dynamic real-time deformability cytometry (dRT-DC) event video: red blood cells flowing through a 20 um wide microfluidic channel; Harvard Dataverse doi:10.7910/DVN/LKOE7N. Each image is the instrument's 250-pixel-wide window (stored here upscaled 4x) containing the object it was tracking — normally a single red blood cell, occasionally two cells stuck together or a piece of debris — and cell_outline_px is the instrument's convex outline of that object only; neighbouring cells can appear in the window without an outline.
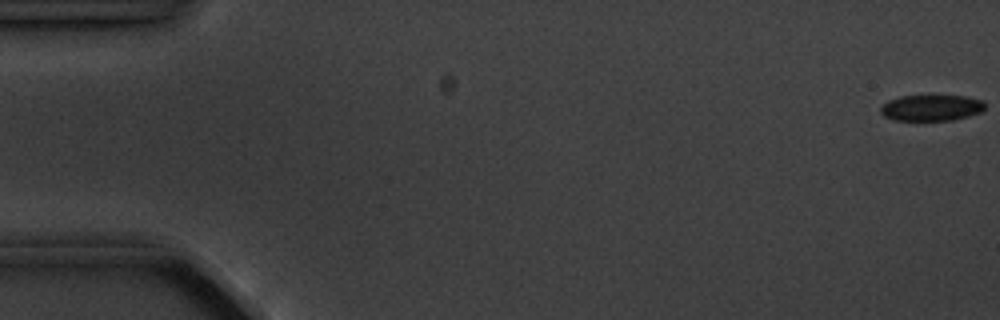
{"species": "common noctule bat (a hibernating species)", "species_latin": "Nyctalus noctula", "temperature_condition": "cold", "stored_images_in_passage": 15, "camera_frame_rate_fps": 3000, "um_per_image_px": 0.085, "animal": {"sex": "male", "body_mass_g": 20.1, "forearm_length_mm": 53.5}, "frame": {"image": 1, "passage_image": 1, "time_ms": 0.0, "image_size_px": [1000, 320], "cell_outline_px": [[984, 108], [980, 112], [968, 116], [952, 120], [892, 120], [884, 116], [880, 112], [880, 108], [888, 100], [900, 96], [964, 96], [984, 100]], "centroid_in_image_um": [79.15, 9.16], "position_along_channel_um": 5.9, "area_um2": 15.78}}
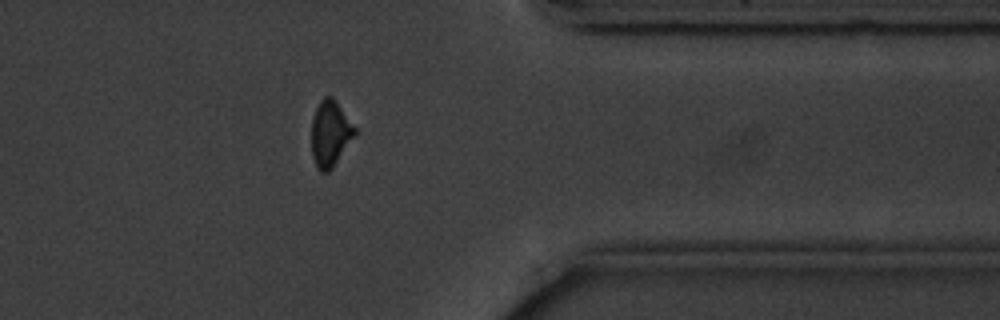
{"frame": {"image": 2, "passage_image": 13, "time_ms": 14.667, "image_size_px": [1000, 320], "cell_outline_px": [[356, 136], [332, 168], [328, 172], [320, 172], [312, 156], [312, 120], [316, 108], [320, 100], [324, 96], [332, 96], [336, 100], [356, 128]], "centroid_in_image_um": [28.09, 11.34], "position_along_channel_um": 383.3, "area_um2": 16.7}}
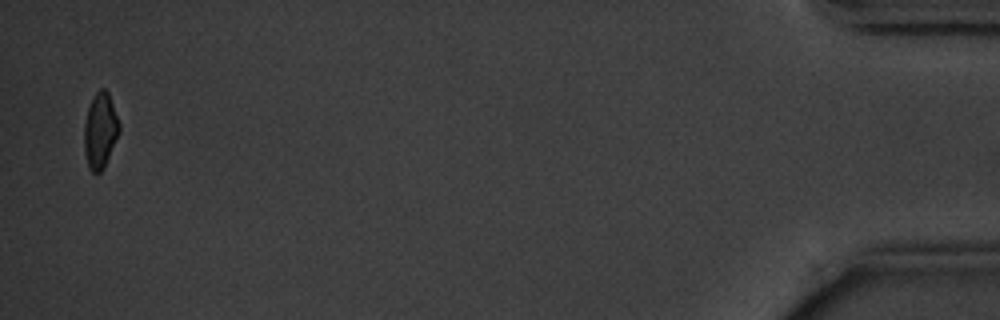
{"frame": {"image": 3, "passage_image": 15, "time_ms": 18.0, "image_size_px": [1000, 320], "cell_outline_px": [[120, 132], [104, 168], [100, 172], [92, 172], [88, 168], [84, 152], [84, 124], [88, 108], [96, 92], [100, 88], [104, 88], [108, 92], [120, 124]], "centroid_in_image_um": [8.52, 11.13], "position_along_channel_um": 426.7, "area_um2": 15.49}, "authors_computed_cell_mechanics": {"area_um2": 16.8776, "velocity_mm_per_s": 3.6065, "shape_relaxation_time_tau1_ms": 1.6133, "shape_relaxation_time_tau2_ms": null, "deformation_change_tau1": 0.0528, "deformation_change_tau2": null}}